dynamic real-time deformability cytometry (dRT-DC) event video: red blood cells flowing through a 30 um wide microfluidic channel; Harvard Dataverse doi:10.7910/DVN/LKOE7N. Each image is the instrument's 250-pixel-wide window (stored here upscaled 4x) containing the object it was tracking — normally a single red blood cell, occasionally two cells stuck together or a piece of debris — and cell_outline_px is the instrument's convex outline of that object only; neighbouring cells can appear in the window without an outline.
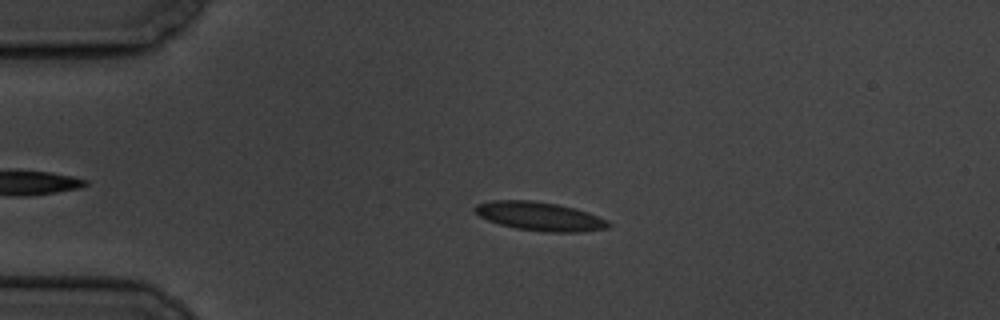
{"species": "common noctule bat (a hibernating species)", "species_latin": "Nyctalus noctula", "temperature_condition": "cold", "stored_images_in_passage": 5, "camera_frame_rate_fps": 3000, "um_per_image_px": 0.085, "animal": {"sex": "male", "body_mass_g": 19.5, "forearm_length_mm": 54.6}, "frame": {"image": 1, "passage_image": 4, "time_ms": 3.333, "image_size_px": [1000, 320], "cell_outline_px": [[612, 224], [608, 228], [580, 232], [544, 232], [516, 228], [500, 224], [488, 220], [480, 216], [472, 208], [476, 204], [492, 200], [532, 200], [556, 204], [588, 212], [608, 220]], "centroid_in_image_um": [45.88, 18.39], "position_along_channel_um": 39.1, "area_um2": 22.31}}